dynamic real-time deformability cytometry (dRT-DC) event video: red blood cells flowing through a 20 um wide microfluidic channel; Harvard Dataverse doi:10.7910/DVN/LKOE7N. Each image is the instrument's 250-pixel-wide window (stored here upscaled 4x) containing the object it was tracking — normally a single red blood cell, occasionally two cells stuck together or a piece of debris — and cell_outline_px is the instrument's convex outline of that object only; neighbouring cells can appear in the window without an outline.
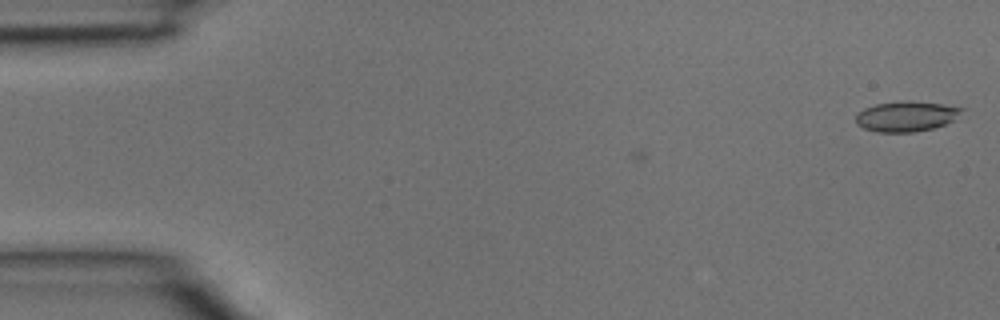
{"species": "common noctule bat (a hibernating species)", "species_latin": "Nyctalus noctula", "temperature_condition": "room temperature", "stored_images_in_passage": 4, "camera_frame_rate_fps": 3000, "um_per_image_px": 0.085, "animal": {"sex": "male", "body_mass_g": 15.6}, "frame": {"image": 1, "passage_image": 4, "time_ms": 1.0, "image_size_px": [1000, 320], "cell_outline_px": [[964, 108], [952, 120], [944, 124], [932, 128], [916, 132], [876, 132], [864, 128], [856, 124], [856, 112], [864, 108], [876, 104], [908, 100], [940, 104]], "centroid_in_image_um": [76.96, 9.89], "position_along_channel_um": 8.0, "area_um2": 18.5}}